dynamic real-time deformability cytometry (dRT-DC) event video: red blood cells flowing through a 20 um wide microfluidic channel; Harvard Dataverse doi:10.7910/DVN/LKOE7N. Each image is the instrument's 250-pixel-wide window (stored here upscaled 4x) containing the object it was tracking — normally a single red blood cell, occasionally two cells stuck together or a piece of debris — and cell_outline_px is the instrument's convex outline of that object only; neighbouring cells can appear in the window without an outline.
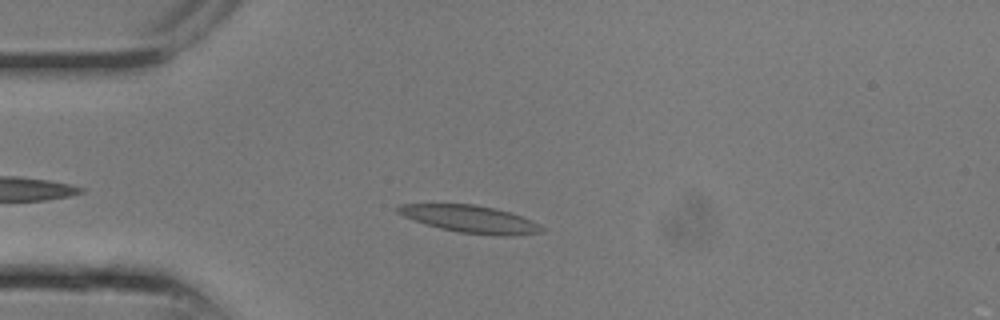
{"species": "common noctule bat (a hibernating species)", "species_latin": "Nyctalus noctula", "temperature_condition": "room temperature", "stored_images_in_passage": 5, "camera_frame_rate_fps": 3000, "um_per_image_px": 0.085, "animal": {"sex": "male", "body_mass_g": 13.3}, "frame": {"image": 1, "passage_image": 4, "time_ms": 1.0, "image_size_px": [1000, 320], "cell_outline_px": [[544, 232], [512, 236], [500, 236], [456, 232], [440, 228], [404, 216], [396, 212], [396, 208], [400, 204], [472, 204], [496, 208], [532, 220], [540, 224], [544, 228]], "centroid_in_image_um": [40.02, 18.63], "position_along_channel_um": 45.0, "area_um2": 22.83}}